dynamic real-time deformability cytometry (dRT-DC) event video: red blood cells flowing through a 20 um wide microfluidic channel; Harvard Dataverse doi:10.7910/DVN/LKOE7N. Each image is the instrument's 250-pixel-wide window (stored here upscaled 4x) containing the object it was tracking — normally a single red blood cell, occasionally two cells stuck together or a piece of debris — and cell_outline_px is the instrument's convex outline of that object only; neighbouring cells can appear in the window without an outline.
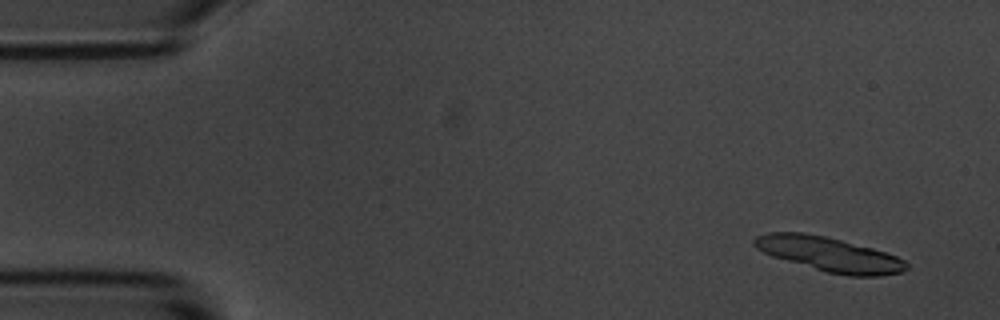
{"species": "common noctule bat (a hibernating species)", "species_latin": "Nyctalus noctula", "temperature_condition": "room temperature", "stored_images_in_passage": 6, "camera_frame_rate_fps": 3000, "um_per_image_px": 0.085, "animal": {"sex": "male", "body_mass_g": 20.1, "forearm_length_mm": 53.5}, "frame": {"image": 1, "passage_image": 1, "time_ms": 0.0, "image_size_px": [1000, 320], "cell_outline_px": [[908, 268], [900, 272], [880, 276], [848, 276], [828, 272], [772, 256], [756, 248], [752, 244], [752, 240], [756, 236], [768, 232], [804, 232], [824, 236], [872, 248], [896, 256], [904, 260], [908, 264]], "centroid_in_image_um": [70.46, 21.6], "position_along_channel_um": 14.5, "area_um2": 30.23}}